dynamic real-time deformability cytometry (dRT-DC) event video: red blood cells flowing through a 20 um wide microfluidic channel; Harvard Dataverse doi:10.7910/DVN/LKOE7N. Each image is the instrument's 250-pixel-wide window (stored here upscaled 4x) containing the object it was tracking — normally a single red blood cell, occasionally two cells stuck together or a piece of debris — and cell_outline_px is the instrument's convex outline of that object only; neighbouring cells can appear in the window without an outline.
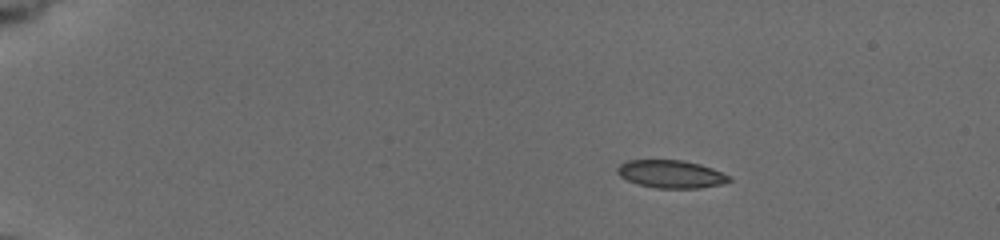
{"species": "common noctule bat (a hibernating species)", "species_latin": "Nyctalus noctula", "temperature_condition": "cold", "stored_images_in_passage": 26, "camera_frame_rate_fps": 3000, "um_per_image_px": 0.085, "animal": {"sex": "female", "body_mass_g": 19.5, "forearm_length_mm": 54.1}, "frame": {"image": 1, "passage_image": 1, "time_ms": 0.0, "image_size_px": [1000, 240], "cell_outline_px": [[732, 180], [720, 184], [700, 188], [656, 188], [640, 184], [628, 180], [620, 176], [616, 172], [616, 168], [620, 164], [628, 160], [684, 160], [700, 164], [712, 168], [732, 176]], "centroid_in_image_um": [57.05, 14.79], "position_along_channel_um": 27.9, "area_um2": 18.15}}
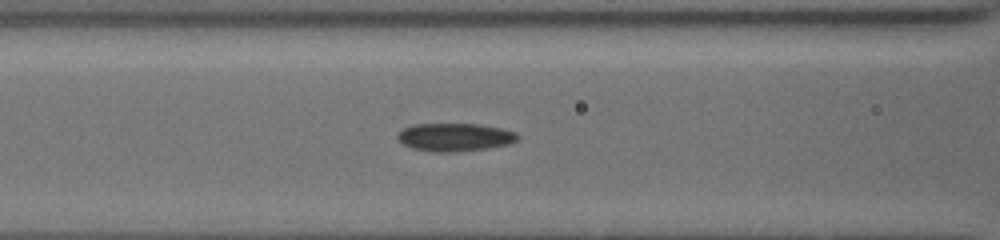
{"frame": {"image": 2, "passage_image": 18, "time_ms": 5.333, "image_size_px": [1000, 240], "cell_outline_px": [[520, 136], [516, 140], [508, 144], [488, 148], [452, 152], [432, 152], [412, 148], [404, 144], [396, 136], [404, 128], [412, 124], [480, 124], [500, 128], [516, 132]], "centroid_in_image_um": [38.66, 11.66], "position_along_channel_um": 127.9, "area_um2": 19.54}}
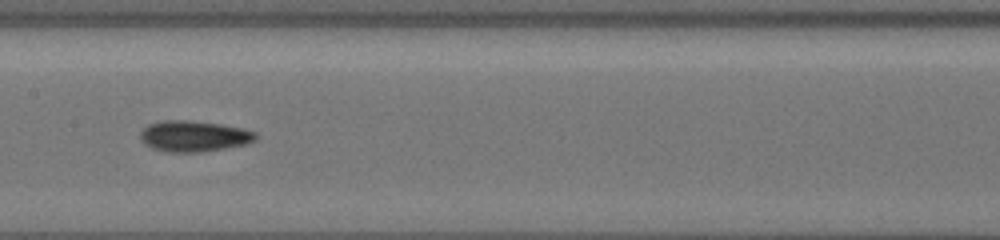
{"frame": {"image": 3, "passage_image": 25, "time_ms": 7.0, "image_size_px": [1000, 240], "cell_outline_px": [[256, 140], [244, 144], [224, 148], [200, 152], [164, 152], [152, 148], [144, 144], [140, 140], [140, 132], [148, 124], [164, 120], [192, 120], [220, 124], [244, 128], [256, 132]], "centroid_in_image_um": [16.45, 11.57], "position_along_channel_um": 191.0, "area_um2": 20.92}}